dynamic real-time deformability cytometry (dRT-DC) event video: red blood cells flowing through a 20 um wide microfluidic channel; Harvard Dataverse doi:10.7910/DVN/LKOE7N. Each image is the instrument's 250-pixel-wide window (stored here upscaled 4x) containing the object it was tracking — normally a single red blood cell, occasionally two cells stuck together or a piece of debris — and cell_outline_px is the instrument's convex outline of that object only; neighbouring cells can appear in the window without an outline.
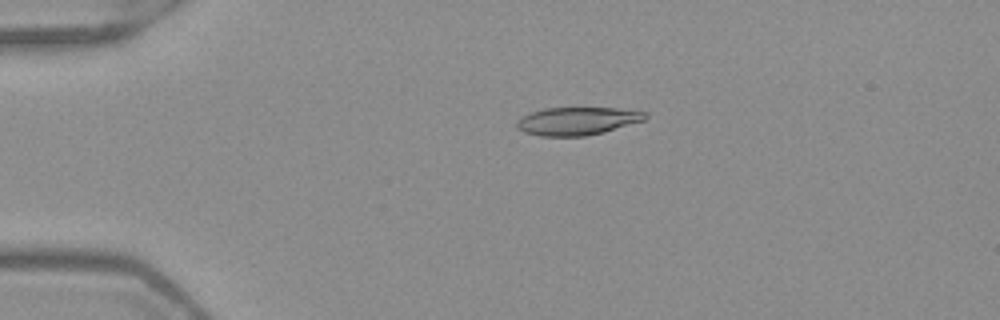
{"species": "Egyptian fruit bat (a non-hibernating species)", "species_latin": "Rousettus aegyptiacus", "temperature_condition": "warm", "stored_images_in_passage": 52, "camera_frame_rate_fps": 3000, "um_per_image_px": 0.085, "frame": {"image": 1, "passage_image": 12, "time_ms": 3.667, "image_size_px": [1000, 320], "cell_outline_px": [[648, 116], [644, 120], [604, 132], [584, 136], [540, 136], [524, 132], [516, 128], [516, 120], [532, 112], [544, 108], [616, 108], [648, 112]], "centroid_in_image_um": [49.06, 10.29], "position_along_channel_um": 35.9, "area_um2": 20.87}}
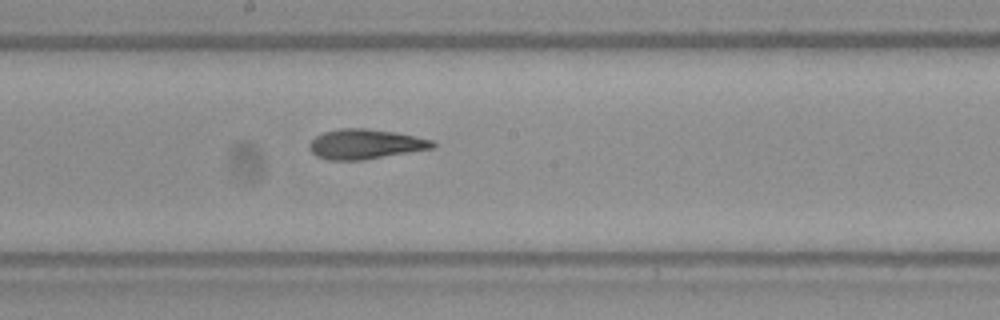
{"frame": {"image": 2, "passage_image": 29, "time_ms": 9.333, "image_size_px": [1000, 320], "cell_outline_px": [[436, 144], [432, 148], [364, 160], [328, 160], [316, 156], [308, 148], [308, 144], [316, 136], [324, 132], [340, 128], [364, 128], [396, 132], [432, 140]], "centroid_in_image_um": [31.01, 12.25], "position_along_channel_um": 217.2, "area_um2": 21.39}}
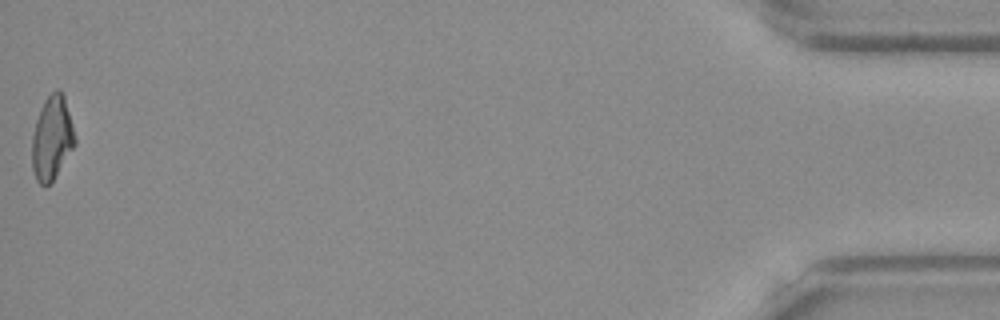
{"frame": {"image": 3, "passage_image": 52, "time_ms": 17.0, "image_size_px": [1000, 320], "cell_outline_px": [[76, 144], [52, 180], [44, 188], [36, 180], [32, 168], [32, 136], [36, 120], [40, 108], [44, 100], [56, 88], [60, 88], [64, 96], [76, 140]], "centroid_in_image_um": [4.4, 11.72], "position_along_channel_um": 430.8, "area_um2": 20.81}, "authors_computed_cell_mechanics": {"area_um2": 21.4727, "velocity_mm_per_s": 4.0011, "shape_relaxation_time_tau1_ms": null, "shape_relaxation_time_tau2_ms": 2.1702, "deformation_change_tau1": null, "deformation_change_tau2": 0.1103}}